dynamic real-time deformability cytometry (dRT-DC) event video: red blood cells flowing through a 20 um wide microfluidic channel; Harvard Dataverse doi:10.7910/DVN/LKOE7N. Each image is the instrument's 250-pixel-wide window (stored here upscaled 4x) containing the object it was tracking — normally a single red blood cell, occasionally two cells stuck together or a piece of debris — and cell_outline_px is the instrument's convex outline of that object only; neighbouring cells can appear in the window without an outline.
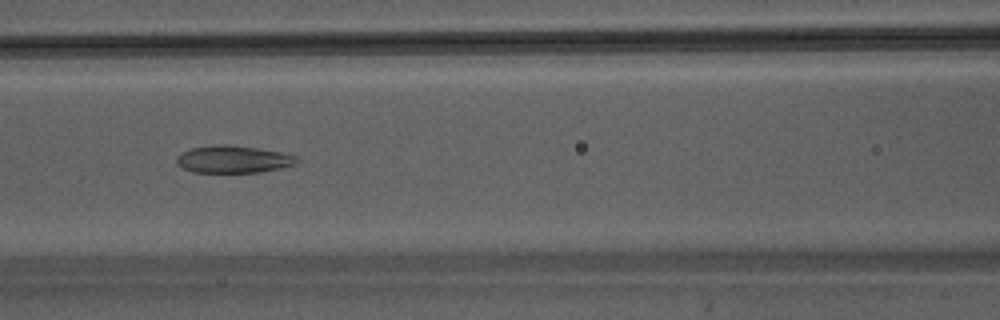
{"species": "Egyptian fruit bat (a non-hibernating species)", "species_latin": "Rousettus aegyptiacus", "temperature_condition": "warm", "stored_images_in_passage": 45, "camera_frame_rate_fps": 3000, "um_per_image_px": 0.085, "animal": {"sex": "male"}, "frame": {"image": 1, "passage_image": 19, "time_ms": 6.0, "image_size_px": [1000, 320], "cell_outline_px": [[300, 160], [296, 164], [280, 168], [260, 172], [192, 172], [176, 164], [176, 156], [180, 152], [192, 148], [224, 144], [256, 148], [280, 152], [296, 156]], "centroid_in_image_um": [19.81, 13.54], "position_along_channel_um": 146.8, "area_um2": 19.02}}
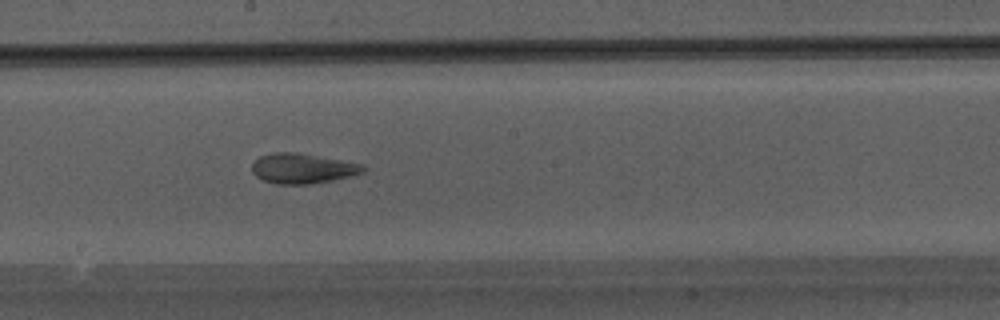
{"frame": {"image": 2, "passage_image": 24, "time_ms": 7.667, "image_size_px": [1000, 320], "cell_outline_px": [[364, 172], [332, 180], [308, 184], [276, 184], [264, 180], [256, 176], [252, 172], [252, 164], [260, 156], [272, 152], [296, 152], [364, 164]], "centroid_in_image_um": [25.69, 14.31], "position_along_channel_um": 222.5, "area_um2": 19.31}}
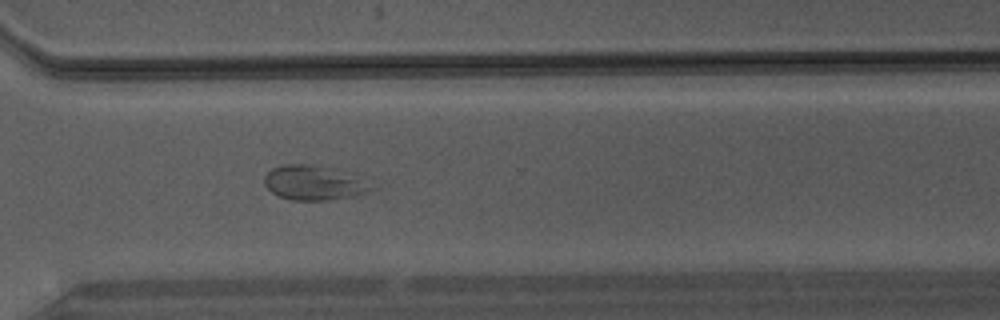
{"frame": {"image": 3, "passage_image": 32, "time_ms": 10.333, "image_size_px": [1000, 320], "cell_outline_px": [[372, 188], [364, 192], [348, 196], [324, 200], [292, 200], [280, 196], [272, 192], [264, 184], [264, 176], [272, 168], [284, 164], [304, 164], [320, 168], [352, 180]], "centroid_in_image_um": [26.34, 15.58], "position_along_channel_um": 344.3, "area_um2": 19.19}}